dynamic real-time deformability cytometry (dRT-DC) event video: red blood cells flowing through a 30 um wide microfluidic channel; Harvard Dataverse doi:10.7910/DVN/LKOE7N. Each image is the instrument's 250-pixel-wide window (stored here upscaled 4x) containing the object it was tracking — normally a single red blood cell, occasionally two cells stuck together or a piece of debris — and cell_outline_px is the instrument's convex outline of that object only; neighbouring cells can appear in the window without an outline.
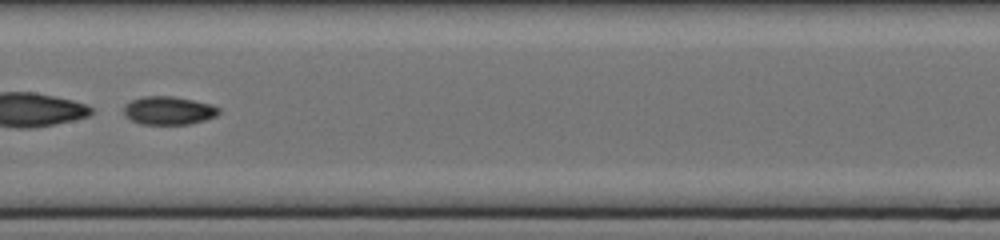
{"species": "common noctule bat (a hibernating species)", "species_latin": "Nyctalus noctula", "temperature_condition": "cold", "stored_images_in_passage": 44, "segment_of_instrument_passage": [2, 2], "camera_frame_rate_fps": 3000, "um_per_image_px": 0.085, "animal": {"sex": "female", "body_mass_g": 17.0, "forearm_length_mm": 48.0}, "frame": {"image": 1, "passage_image": 22, "time_ms": 7.0, "image_size_px": [1000, 240], "cell_outline_px": [[220, 112], [216, 116], [204, 120], [188, 124], [140, 124], [124, 116], [124, 104], [132, 100], [144, 96], [172, 96], [212, 104], [220, 108]], "centroid_in_image_um": [14.32, 9.39], "position_along_channel_um": 193.1, "area_um2": 15.66}}
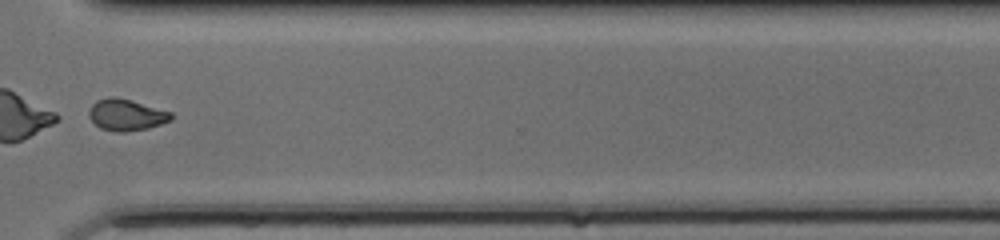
{"frame": {"image": 2, "passage_image": 33, "time_ms": 10.667, "image_size_px": [1000, 240], "cell_outline_px": [[172, 120], [148, 128], [124, 132], [116, 132], [100, 128], [88, 116], [88, 108], [96, 100], [108, 96], [116, 96], [132, 100], [172, 112]], "centroid_in_image_um": [10.71, 9.74], "position_along_channel_um": 359.9, "area_um2": 15.26}}